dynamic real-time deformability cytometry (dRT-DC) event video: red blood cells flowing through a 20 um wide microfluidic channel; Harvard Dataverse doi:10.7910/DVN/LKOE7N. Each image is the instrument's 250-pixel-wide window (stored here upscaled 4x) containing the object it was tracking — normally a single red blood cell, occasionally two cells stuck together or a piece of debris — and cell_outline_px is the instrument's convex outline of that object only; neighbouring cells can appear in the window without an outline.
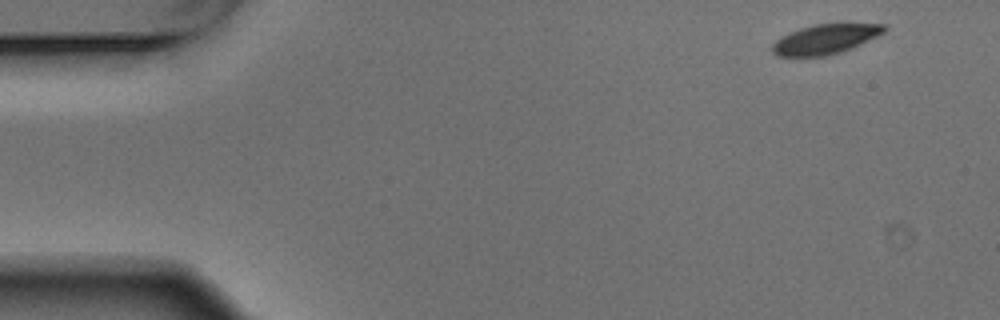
{"species": "Egyptian fruit bat (a non-hibernating species)", "species_latin": "Rousettus aegyptiacus", "temperature_condition": "warm", "stored_images_in_passage": 4, "camera_frame_rate_fps": 3000, "um_per_image_px": 0.085, "animal": {"sex": "male"}, "frame": {"image": 1, "passage_image": 1, "time_ms": 0.0, "image_size_px": [1000, 320], "cell_outline_px": [[888, 28], [884, 32], [852, 48], [828, 56], [776, 56], [772, 52], [772, 44], [776, 40], [800, 28], [816, 24], [844, 20], [884, 24]], "centroid_in_image_um": [70.24, 3.27], "position_along_channel_um": 14.8, "area_um2": 20.06}}
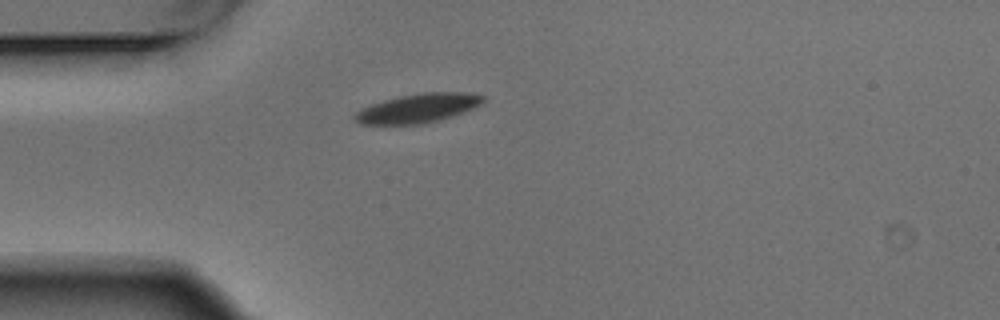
{"frame": {"image": 2, "passage_image": 4, "time_ms": 1.0, "image_size_px": [1000, 320], "cell_outline_px": [[488, 100], [484, 104], [464, 112], [440, 120], [420, 124], [360, 124], [352, 120], [352, 116], [360, 108], [384, 100], [400, 96], [420, 92], [472, 92], [484, 96]], "centroid_in_image_um": [35.57, 9.19], "position_along_channel_um": 49.4, "area_um2": 22.14}}